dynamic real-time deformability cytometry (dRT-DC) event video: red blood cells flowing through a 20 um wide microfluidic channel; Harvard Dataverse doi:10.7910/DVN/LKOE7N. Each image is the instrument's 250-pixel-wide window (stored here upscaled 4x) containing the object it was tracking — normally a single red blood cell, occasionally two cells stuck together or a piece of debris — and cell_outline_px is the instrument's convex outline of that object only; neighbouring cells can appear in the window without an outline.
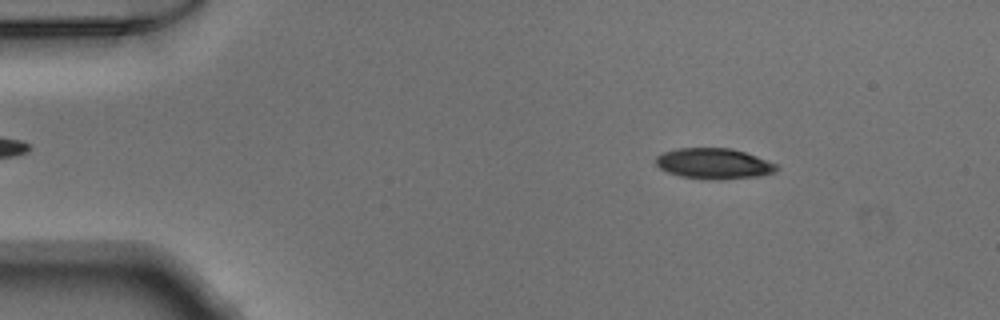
{"species": "Egyptian fruit bat (a non-hibernating species)", "species_latin": "Rousettus aegyptiacus", "temperature_condition": "warm", "stored_images_in_passage": 50, "camera_frame_rate_fps": 3000, "um_per_image_px": 0.085, "animal": {"sex": "male"}, "frame": {"image": 1, "passage_image": 7, "time_ms": 2.0, "image_size_px": [1000, 320], "cell_outline_px": [[780, 168], [776, 172], [760, 176], [724, 180], [708, 180], [680, 176], [668, 172], [660, 168], [656, 164], [656, 156], [664, 152], [676, 148], [728, 148], [744, 152], [780, 164]], "centroid_in_image_um": [60.73, 13.92], "position_along_channel_um": 24.3, "area_um2": 21.91}}
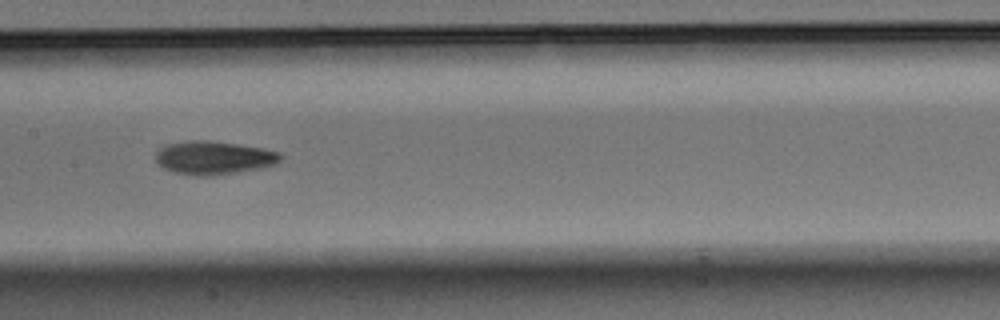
{"frame": {"image": 2, "passage_image": 25, "time_ms": 8.0, "image_size_px": [1000, 320], "cell_outline_px": [[284, 156], [276, 164], [256, 168], [208, 176], [196, 176], [176, 172], [164, 168], [156, 160], [156, 152], [160, 148], [168, 144], [188, 140], [208, 140], [236, 144], [260, 148], [280, 152]], "centroid_in_image_um": [18.15, 13.39], "position_along_channel_um": 189.2, "area_um2": 23.81}}
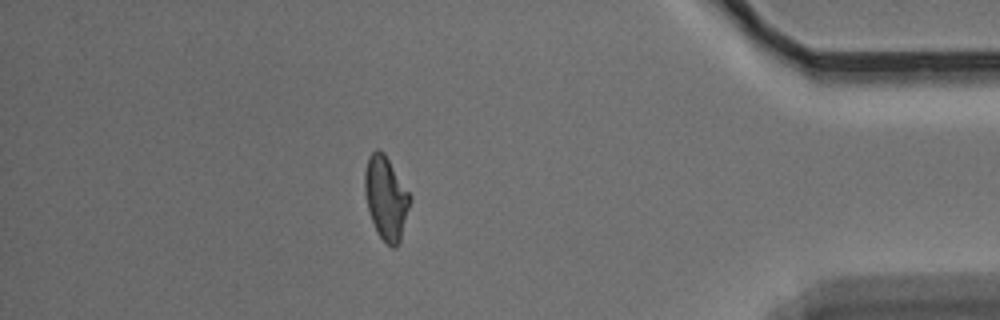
{"frame": {"image": 3, "passage_image": 44, "time_ms": 14.333, "image_size_px": [1000, 320], "cell_outline_px": [[412, 200], [400, 244], [396, 248], [392, 248], [380, 236], [372, 220], [368, 208], [364, 192], [364, 172], [368, 156], [376, 148], [384, 152], [412, 196]], "centroid_in_image_um": [32.83, 16.82], "position_along_channel_um": 402.4, "area_um2": 22.25}}